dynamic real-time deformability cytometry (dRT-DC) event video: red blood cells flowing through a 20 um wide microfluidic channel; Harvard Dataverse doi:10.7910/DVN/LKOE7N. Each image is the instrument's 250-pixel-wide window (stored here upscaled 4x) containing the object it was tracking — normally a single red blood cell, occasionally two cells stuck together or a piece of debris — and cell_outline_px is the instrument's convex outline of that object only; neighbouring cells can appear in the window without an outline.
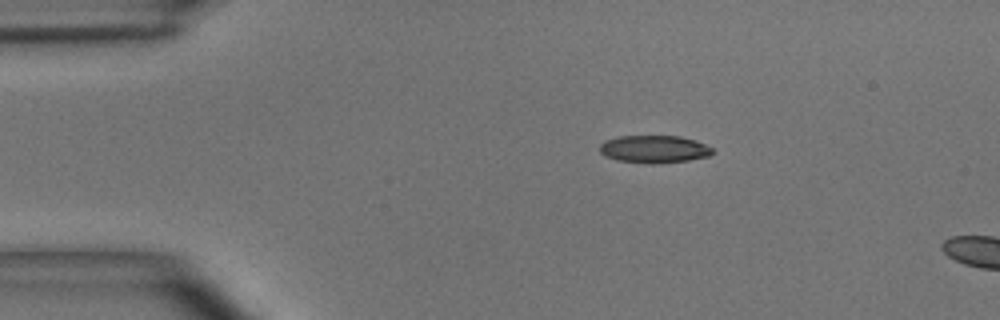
{"species": "common noctule bat (a hibernating species)", "species_latin": "Nyctalus noctula", "temperature_condition": "room temperature", "stored_images_in_passage": 2, "camera_frame_rate_fps": 3000, "um_per_image_px": 0.085, "animal": {"sex": "male", "body_mass_g": 15.6}, "frame": {"image": 1, "passage_image": 1, "time_ms": 0.0, "image_size_px": [1000, 320], "cell_outline_px": [[712, 152], [708, 156], [688, 160], [652, 164], [616, 160], [604, 156], [600, 152], [600, 144], [604, 140], [620, 136], [680, 136], [704, 144], [712, 148]], "centroid_in_image_um": [55.54, 12.68], "position_along_channel_um": 29.5, "area_um2": 17.98}}